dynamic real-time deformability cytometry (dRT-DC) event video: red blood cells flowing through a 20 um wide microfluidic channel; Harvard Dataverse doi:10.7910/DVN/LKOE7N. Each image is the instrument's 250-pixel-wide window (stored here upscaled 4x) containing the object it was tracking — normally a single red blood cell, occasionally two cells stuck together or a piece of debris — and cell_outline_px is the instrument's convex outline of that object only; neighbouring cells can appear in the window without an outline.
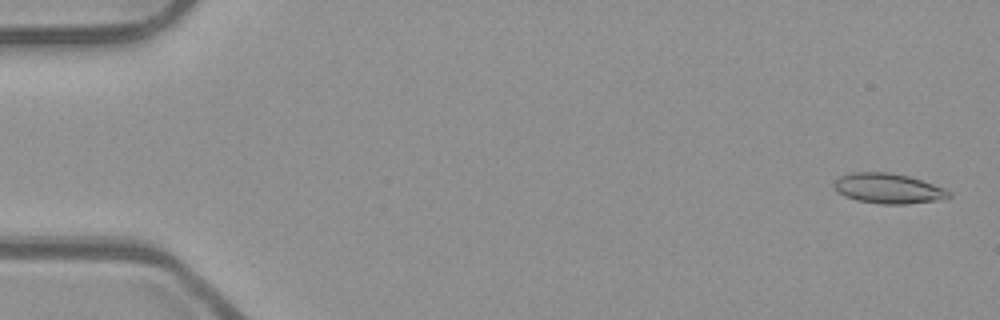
{"species": "common noctule bat (a hibernating species)", "species_latin": "Nyctalus noctula", "temperature_condition": "room temperature", "stored_images_in_passage": 54, "camera_frame_rate_fps": 3000, "um_per_image_px": 0.085, "animal": {"sex": "male", "body_mass_g": 23.1, "forearm_length_mm": 52.7}, "frame": {"image": 1, "passage_image": 2, "time_ms": 0.333, "image_size_px": [1000, 320], "cell_outline_px": [[952, 196], [948, 200], [904, 204], [880, 204], [856, 200], [844, 196], [836, 188], [836, 180], [840, 176], [852, 172], [888, 172], [908, 176], [944, 188], [952, 192]], "centroid_in_image_um": [75.59, 16.04], "position_along_channel_um": 9.4, "area_um2": 20.17}}
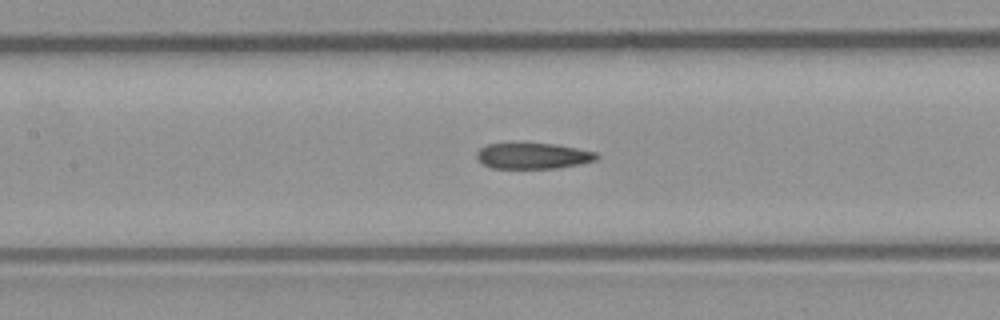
{"frame": {"image": 2, "passage_image": 25, "time_ms": 8.0, "image_size_px": [1000, 320], "cell_outline_px": [[600, 156], [596, 160], [580, 164], [556, 168], [492, 168], [484, 164], [476, 156], [476, 152], [480, 148], [488, 144], [556, 144], [596, 152]], "centroid_in_image_um": [45.33, 13.25], "position_along_channel_um": 162.1, "area_um2": 17.86}}
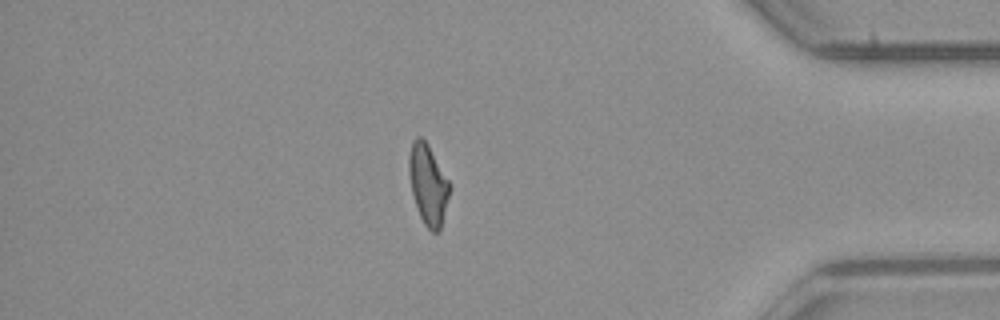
{"frame": {"image": 3, "passage_image": 46, "time_ms": 15.0, "image_size_px": [1000, 320], "cell_outline_px": [[448, 196], [440, 228], [436, 232], [432, 232], [424, 224], [420, 216], [412, 192], [408, 168], [408, 156], [412, 140], [416, 136], [420, 136], [428, 144], [448, 180]], "centroid_in_image_um": [36.34, 15.62], "position_along_channel_um": 398.9, "area_um2": 18.44}, "authors_computed_cell_mechanics": {"area_um2": 19.2474, "velocity_mm_per_s": 3.895, "shape_relaxation_time_tau1_ms": null, "shape_relaxation_time_tau2_ms": 2.6582, "deformation_change_tau1": null, "deformation_change_tau2": 0.1142}}